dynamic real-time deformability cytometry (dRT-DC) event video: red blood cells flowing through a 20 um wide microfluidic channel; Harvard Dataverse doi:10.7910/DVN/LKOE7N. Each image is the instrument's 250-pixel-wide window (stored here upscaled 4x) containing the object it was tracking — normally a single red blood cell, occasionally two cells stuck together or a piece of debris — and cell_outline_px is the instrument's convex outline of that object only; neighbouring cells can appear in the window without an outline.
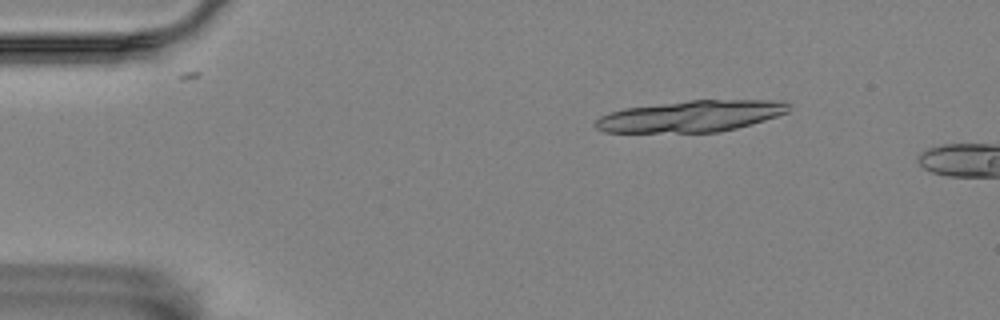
{"species": "Egyptian fruit bat (a non-hibernating species)", "species_latin": "Rousettus aegyptiacus", "temperature_condition": "room temperature", "stored_images_in_passage": 3, "camera_frame_rate_fps": 3000, "um_per_image_px": 0.085, "animal": {"sex": "female"}, "frame": {"image": 1, "passage_image": 2, "time_ms": 0.333, "image_size_px": [1000, 320], "cell_outline_px": [[792, 108], [788, 112], [752, 124], [720, 132], [604, 132], [596, 128], [592, 124], [600, 116], [624, 108], [692, 100], [784, 100], [792, 104]], "centroid_in_image_um": [58.78, 9.87], "position_along_channel_um": 26.2, "area_um2": 35.43}}